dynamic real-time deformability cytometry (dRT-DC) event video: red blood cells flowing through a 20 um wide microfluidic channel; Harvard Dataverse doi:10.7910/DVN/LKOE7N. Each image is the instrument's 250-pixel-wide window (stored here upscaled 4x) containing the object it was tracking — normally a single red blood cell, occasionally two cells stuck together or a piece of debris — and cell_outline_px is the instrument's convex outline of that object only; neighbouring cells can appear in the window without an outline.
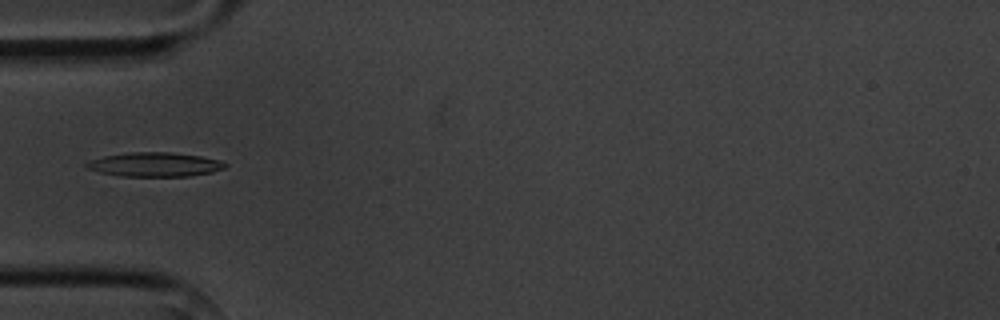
{"species": "common noctule bat (a hibernating species)", "species_latin": "Nyctalus noctula", "temperature_condition": "cold", "stored_images_in_passage": 9, "camera_frame_rate_fps": 3000, "um_per_image_px": 0.085, "animal": {"sex": "male", "body_mass_g": 20.1, "forearm_length_mm": 53.5}, "frame": {"image": 1, "passage_image": 4, "time_ms": 4.333, "image_size_px": [1000, 320], "cell_outline_px": [[228, 164], [224, 168], [212, 172], [188, 176], [124, 176], [100, 172], [88, 168], [84, 164], [92, 160], [104, 156], [128, 152], [172, 152], [200, 156], [220, 160]], "centroid_in_image_um": [13.19, 13.97], "position_along_channel_um": 71.8, "area_um2": 19.36}}
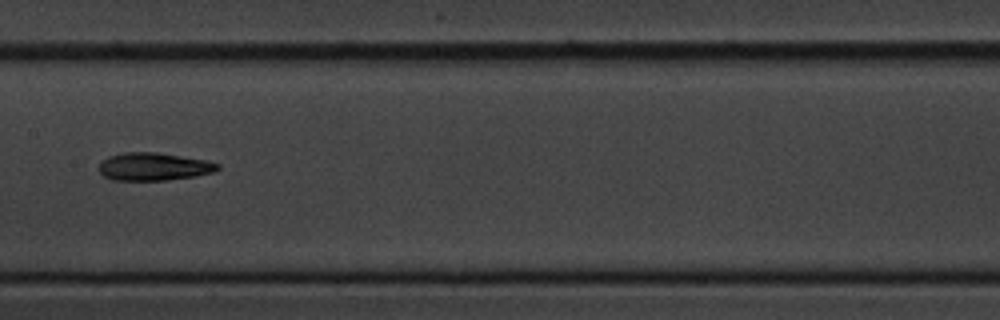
{"frame": {"image": 2, "passage_image": 7, "time_ms": 7.667, "image_size_px": [1000, 320], "cell_outline_px": [[220, 168], [212, 172], [196, 176], [168, 180], [112, 180], [104, 176], [100, 172], [100, 160], [108, 156], [124, 152], [156, 152], [204, 160], [220, 164]], "centroid_in_image_um": [13.04, 14.16], "position_along_channel_um": 194.4, "area_um2": 19.19}}
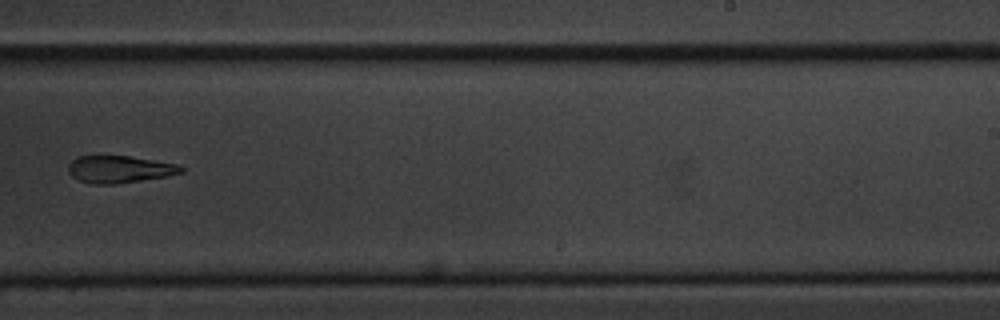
{"frame": {"image": 3, "passage_image": 9, "time_ms": 10.0, "image_size_px": [1000, 320], "cell_outline_px": [[184, 172], [168, 176], [116, 184], [92, 184], [80, 180], [72, 176], [68, 172], [68, 164], [76, 156], [128, 156], [180, 164], [184, 168]], "centroid_in_image_um": [10.18, 14.39], "position_along_channel_um": 278.8, "area_um2": 17.98}}